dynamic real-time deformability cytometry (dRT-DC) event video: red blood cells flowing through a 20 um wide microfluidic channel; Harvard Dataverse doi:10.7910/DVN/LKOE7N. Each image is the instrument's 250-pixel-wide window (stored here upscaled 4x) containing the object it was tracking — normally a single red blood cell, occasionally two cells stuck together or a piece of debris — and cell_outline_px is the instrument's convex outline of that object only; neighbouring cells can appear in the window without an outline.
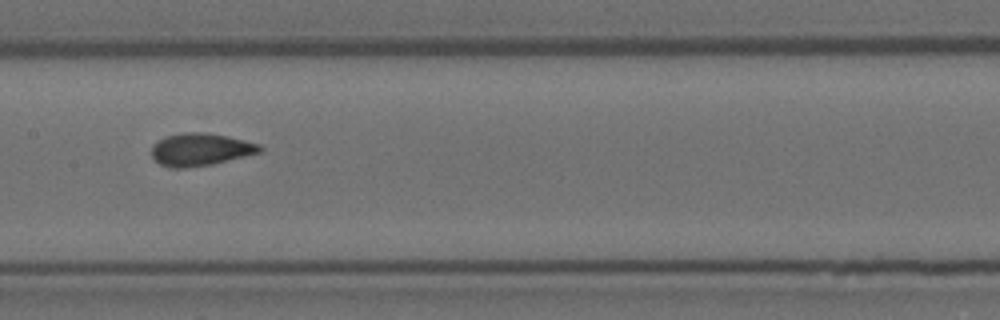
{"species": "Egyptian fruit bat (a non-hibernating species)", "species_latin": "Rousettus aegyptiacus", "temperature_condition": "room temperature", "stored_images_in_passage": 15, "camera_frame_rate_fps": 3000, "um_per_image_px": 0.085, "animal": {"sex": "female"}, "frame": {"image": 1, "passage_image": 8, "time_ms": 2.333, "image_size_px": [1000, 320], "cell_outline_px": [[264, 148], [260, 152], [212, 164], [184, 168], [168, 168], [160, 164], [152, 156], [152, 144], [156, 140], [164, 136], [180, 132], [208, 132], [228, 136], [260, 144]], "centroid_in_image_um": [17.0, 12.69], "position_along_channel_um": 190.4, "area_um2": 20.75}}
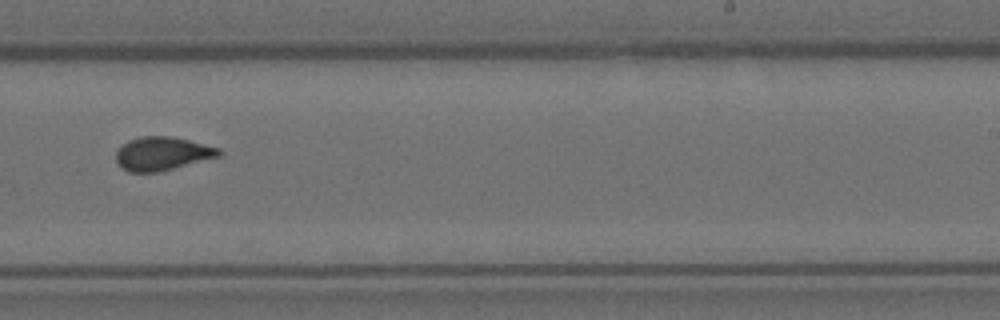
{"frame": {"image": 2, "passage_image": 10, "time_ms": 3.0, "image_size_px": [1000, 320], "cell_outline_px": [[220, 156], [160, 172], [128, 172], [116, 160], [116, 152], [120, 144], [128, 140], [140, 136], [168, 136], [188, 140], [220, 148]], "centroid_in_image_um": [13.76, 13.05], "position_along_channel_um": 275.2, "area_um2": 20.06}}
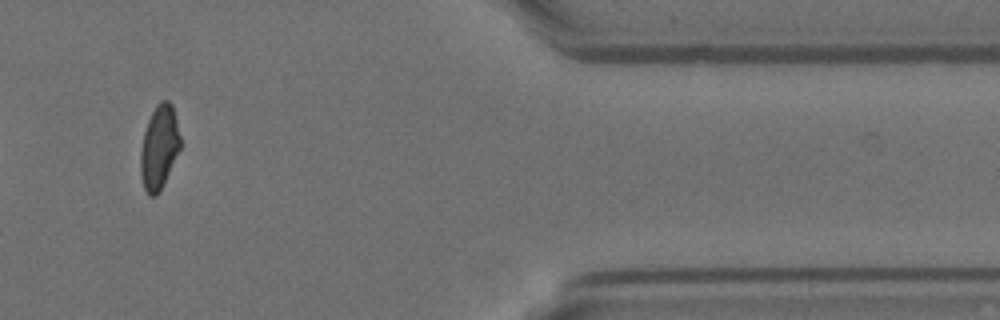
{"frame": {"image": 3, "passage_image": 13, "time_ms": 4.0, "image_size_px": [1000, 320], "cell_outline_px": [[180, 148], [160, 192], [156, 196], [148, 196], [144, 188], [140, 172], [140, 152], [144, 132], [148, 120], [156, 104], [160, 100], [168, 100], [172, 104], [180, 136]], "centroid_in_image_um": [13.52, 12.53], "position_along_channel_um": 397.9, "area_um2": 19.42}}